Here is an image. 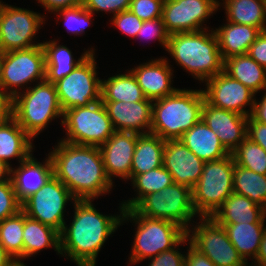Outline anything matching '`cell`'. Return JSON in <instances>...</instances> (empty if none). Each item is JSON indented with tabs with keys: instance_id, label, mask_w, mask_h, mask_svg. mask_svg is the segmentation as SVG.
<instances>
[{
	"instance_id": "1",
	"label": "cell",
	"mask_w": 266,
	"mask_h": 266,
	"mask_svg": "<svg viewBox=\"0 0 266 266\" xmlns=\"http://www.w3.org/2000/svg\"><path fill=\"white\" fill-rule=\"evenodd\" d=\"M53 174L76 200H94L109 193L113 182L107 177L101 152L97 146L59 141L48 154Z\"/></svg>"
},
{
	"instance_id": "2",
	"label": "cell",
	"mask_w": 266,
	"mask_h": 266,
	"mask_svg": "<svg viewBox=\"0 0 266 266\" xmlns=\"http://www.w3.org/2000/svg\"><path fill=\"white\" fill-rule=\"evenodd\" d=\"M91 202L75 200L72 223L70 227L65 224L60 233V254L68 256L77 266H95L98 252L108 236L121 225L122 205L119 206V216H106L99 213Z\"/></svg>"
},
{
	"instance_id": "3",
	"label": "cell",
	"mask_w": 266,
	"mask_h": 266,
	"mask_svg": "<svg viewBox=\"0 0 266 266\" xmlns=\"http://www.w3.org/2000/svg\"><path fill=\"white\" fill-rule=\"evenodd\" d=\"M204 102L203 90L178 88L172 95L154 100L150 133L165 141L179 140L201 120Z\"/></svg>"
},
{
	"instance_id": "4",
	"label": "cell",
	"mask_w": 266,
	"mask_h": 266,
	"mask_svg": "<svg viewBox=\"0 0 266 266\" xmlns=\"http://www.w3.org/2000/svg\"><path fill=\"white\" fill-rule=\"evenodd\" d=\"M206 31L171 34L166 49L180 66L201 82L222 72L224 64L214 30Z\"/></svg>"
},
{
	"instance_id": "5",
	"label": "cell",
	"mask_w": 266,
	"mask_h": 266,
	"mask_svg": "<svg viewBox=\"0 0 266 266\" xmlns=\"http://www.w3.org/2000/svg\"><path fill=\"white\" fill-rule=\"evenodd\" d=\"M12 98V117L33 139L56 117H63L55 85L46 80ZM24 92V93H23Z\"/></svg>"
},
{
	"instance_id": "6",
	"label": "cell",
	"mask_w": 266,
	"mask_h": 266,
	"mask_svg": "<svg viewBox=\"0 0 266 266\" xmlns=\"http://www.w3.org/2000/svg\"><path fill=\"white\" fill-rule=\"evenodd\" d=\"M129 218L138 224L130 264L139 263L173 249L187 236V231L174 222L148 218L138 215L133 209H124L121 224Z\"/></svg>"
},
{
	"instance_id": "7",
	"label": "cell",
	"mask_w": 266,
	"mask_h": 266,
	"mask_svg": "<svg viewBox=\"0 0 266 266\" xmlns=\"http://www.w3.org/2000/svg\"><path fill=\"white\" fill-rule=\"evenodd\" d=\"M234 165L232 154L205 162L200 179L192 189V203L197 215L211 217L233 193Z\"/></svg>"
},
{
	"instance_id": "8",
	"label": "cell",
	"mask_w": 266,
	"mask_h": 266,
	"mask_svg": "<svg viewBox=\"0 0 266 266\" xmlns=\"http://www.w3.org/2000/svg\"><path fill=\"white\" fill-rule=\"evenodd\" d=\"M61 123L67 137L62 141L77 145L100 147L115 132L101 100L88 106L67 109Z\"/></svg>"
},
{
	"instance_id": "9",
	"label": "cell",
	"mask_w": 266,
	"mask_h": 266,
	"mask_svg": "<svg viewBox=\"0 0 266 266\" xmlns=\"http://www.w3.org/2000/svg\"><path fill=\"white\" fill-rule=\"evenodd\" d=\"M132 209L138 215L174 222L186 231L192 218L197 215L192 203V189L177 183L148 194Z\"/></svg>"
},
{
	"instance_id": "10",
	"label": "cell",
	"mask_w": 266,
	"mask_h": 266,
	"mask_svg": "<svg viewBox=\"0 0 266 266\" xmlns=\"http://www.w3.org/2000/svg\"><path fill=\"white\" fill-rule=\"evenodd\" d=\"M91 52L74 70L54 83L63 112L101 100V79L96 77V62Z\"/></svg>"
},
{
	"instance_id": "11",
	"label": "cell",
	"mask_w": 266,
	"mask_h": 266,
	"mask_svg": "<svg viewBox=\"0 0 266 266\" xmlns=\"http://www.w3.org/2000/svg\"><path fill=\"white\" fill-rule=\"evenodd\" d=\"M200 218L201 224L198 222L194 230H187L189 243L216 266H248L229 240L226 229L212 217Z\"/></svg>"
},
{
	"instance_id": "12",
	"label": "cell",
	"mask_w": 266,
	"mask_h": 266,
	"mask_svg": "<svg viewBox=\"0 0 266 266\" xmlns=\"http://www.w3.org/2000/svg\"><path fill=\"white\" fill-rule=\"evenodd\" d=\"M76 200L68 188L54 175L34 194L22 202V211L57 230H63L64 209L68 201Z\"/></svg>"
},
{
	"instance_id": "13",
	"label": "cell",
	"mask_w": 266,
	"mask_h": 266,
	"mask_svg": "<svg viewBox=\"0 0 266 266\" xmlns=\"http://www.w3.org/2000/svg\"><path fill=\"white\" fill-rule=\"evenodd\" d=\"M45 70L42 45L9 51L3 60L0 85L13 98L19 93L16 87L21 86L23 89L29 82L44 81Z\"/></svg>"
},
{
	"instance_id": "14",
	"label": "cell",
	"mask_w": 266,
	"mask_h": 266,
	"mask_svg": "<svg viewBox=\"0 0 266 266\" xmlns=\"http://www.w3.org/2000/svg\"><path fill=\"white\" fill-rule=\"evenodd\" d=\"M44 17L28 9L4 4L0 13V46L5 52L33 46V37L41 27Z\"/></svg>"
},
{
	"instance_id": "15",
	"label": "cell",
	"mask_w": 266,
	"mask_h": 266,
	"mask_svg": "<svg viewBox=\"0 0 266 266\" xmlns=\"http://www.w3.org/2000/svg\"><path fill=\"white\" fill-rule=\"evenodd\" d=\"M220 4L217 0H167L163 5L162 20L170 35L201 31L206 29L202 24Z\"/></svg>"
},
{
	"instance_id": "16",
	"label": "cell",
	"mask_w": 266,
	"mask_h": 266,
	"mask_svg": "<svg viewBox=\"0 0 266 266\" xmlns=\"http://www.w3.org/2000/svg\"><path fill=\"white\" fill-rule=\"evenodd\" d=\"M205 82L206 90L203 93L210 105L247 117L251 115L256 94L248 87L224 71ZM246 106H250V110H246Z\"/></svg>"
},
{
	"instance_id": "17",
	"label": "cell",
	"mask_w": 266,
	"mask_h": 266,
	"mask_svg": "<svg viewBox=\"0 0 266 266\" xmlns=\"http://www.w3.org/2000/svg\"><path fill=\"white\" fill-rule=\"evenodd\" d=\"M138 137L139 134L135 132L115 131L99 147L106 175L111 182L112 176L131 179V166Z\"/></svg>"
},
{
	"instance_id": "18",
	"label": "cell",
	"mask_w": 266,
	"mask_h": 266,
	"mask_svg": "<svg viewBox=\"0 0 266 266\" xmlns=\"http://www.w3.org/2000/svg\"><path fill=\"white\" fill-rule=\"evenodd\" d=\"M201 119L230 153L247 137V116L212 106L206 100Z\"/></svg>"
},
{
	"instance_id": "19",
	"label": "cell",
	"mask_w": 266,
	"mask_h": 266,
	"mask_svg": "<svg viewBox=\"0 0 266 266\" xmlns=\"http://www.w3.org/2000/svg\"><path fill=\"white\" fill-rule=\"evenodd\" d=\"M204 164L180 140L165 141L163 166L172 175L174 183L193 189L200 179Z\"/></svg>"
},
{
	"instance_id": "20",
	"label": "cell",
	"mask_w": 266,
	"mask_h": 266,
	"mask_svg": "<svg viewBox=\"0 0 266 266\" xmlns=\"http://www.w3.org/2000/svg\"><path fill=\"white\" fill-rule=\"evenodd\" d=\"M115 131L150 133L153 101H102ZM144 129H147L146 131Z\"/></svg>"
},
{
	"instance_id": "21",
	"label": "cell",
	"mask_w": 266,
	"mask_h": 266,
	"mask_svg": "<svg viewBox=\"0 0 266 266\" xmlns=\"http://www.w3.org/2000/svg\"><path fill=\"white\" fill-rule=\"evenodd\" d=\"M146 99L158 100L172 95L177 89L171 87L173 70L166 58L151 60L130 70Z\"/></svg>"
},
{
	"instance_id": "22",
	"label": "cell",
	"mask_w": 266,
	"mask_h": 266,
	"mask_svg": "<svg viewBox=\"0 0 266 266\" xmlns=\"http://www.w3.org/2000/svg\"><path fill=\"white\" fill-rule=\"evenodd\" d=\"M11 167L10 179L18 200L22 203L36 193L54 174L50 156L42 164L32 153L20 162L17 169Z\"/></svg>"
},
{
	"instance_id": "23",
	"label": "cell",
	"mask_w": 266,
	"mask_h": 266,
	"mask_svg": "<svg viewBox=\"0 0 266 266\" xmlns=\"http://www.w3.org/2000/svg\"><path fill=\"white\" fill-rule=\"evenodd\" d=\"M211 217L219 224L265 223L266 210L233 192Z\"/></svg>"
},
{
	"instance_id": "24",
	"label": "cell",
	"mask_w": 266,
	"mask_h": 266,
	"mask_svg": "<svg viewBox=\"0 0 266 266\" xmlns=\"http://www.w3.org/2000/svg\"><path fill=\"white\" fill-rule=\"evenodd\" d=\"M179 140L204 162L221 159L231 154L202 119Z\"/></svg>"
},
{
	"instance_id": "25",
	"label": "cell",
	"mask_w": 266,
	"mask_h": 266,
	"mask_svg": "<svg viewBox=\"0 0 266 266\" xmlns=\"http://www.w3.org/2000/svg\"><path fill=\"white\" fill-rule=\"evenodd\" d=\"M227 22L226 25L214 30L223 61L247 54L249 47L261 33L259 28L250 25Z\"/></svg>"
},
{
	"instance_id": "26",
	"label": "cell",
	"mask_w": 266,
	"mask_h": 266,
	"mask_svg": "<svg viewBox=\"0 0 266 266\" xmlns=\"http://www.w3.org/2000/svg\"><path fill=\"white\" fill-rule=\"evenodd\" d=\"M33 140L11 116L0 123V160L10 166L8 160L18 158L19 163L32 152Z\"/></svg>"
},
{
	"instance_id": "27",
	"label": "cell",
	"mask_w": 266,
	"mask_h": 266,
	"mask_svg": "<svg viewBox=\"0 0 266 266\" xmlns=\"http://www.w3.org/2000/svg\"><path fill=\"white\" fill-rule=\"evenodd\" d=\"M42 47L45 54V80L53 84L71 73L91 52H94L93 49L87 50L76 61L71 50L54 40L43 42Z\"/></svg>"
},
{
	"instance_id": "28",
	"label": "cell",
	"mask_w": 266,
	"mask_h": 266,
	"mask_svg": "<svg viewBox=\"0 0 266 266\" xmlns=\"http://www.w3.org/2000/svg\"><path fill=\"white\" fill-rule=\"evenodd\" d=\"M223 71L248 87L255 94L261 90L266 91V69L248 54L225 59Z\"/></svg>"
},
{
	"instance_id": "29",
	"label": "cell",
	"mask_w": 266,
	"mask_h": 266,
	"mask_svg": "<svg viewBox=\"0 0 266 266\" xmlns=\"http://www.w3.org/2000/svg\"><path fill=\"white\" fill-rule=\"evenodd\" d=\"M165 140L158 135L139 134L131 166V180L138 174L163 166Z\"/></svg>"
},
{
	"instance_id": "30",
	"label": "cell",
	"mask_w": 266,
	"mask_h": 266,
	"mask_svg": "<svg viewBox=\"0 0 266 266\" xmlns=\"http://www.w3.org/2000/svg\"><path fill=\"white\" fill-rule=\"evenodd\" d=\"M51 246L60 254V233L24 213L23 259Z\"/></svg>"
},
{
	"instance_id": "31",
	"label": "cell",
	"mask_w": 266,
	"mask_h": 266,
	"mask_svg": "<svg viewBox=\"0 0 266 266\" xmlns=\"http://www.w3.org/2000/svg\"><path fill=\"white\" fill-rule=\"evenodd\" d=\"M227 231L229 240L245 262L248 257L256 258L259 245L266 229L264 223L221 224ZM247 257V258H246Z\"/></svg>"
},
{
	"instance_id": "32",
	"label": "cell",
	"mask_w": 266,
	"mask_h": 266,
	"mask_svg": "<svg viewBox=\"0 0 266 266\" xmlns=\"http://www.w3.org/2000/svg\"><path fill=\"white\" fill-rule=\"evenodd\" d=\"M223 6L227 21L266 31V0H225Z\"/></svg>"
},
{
	"instance_id": "33",
	"label": "cell",
	"mask_w": 266,
	"mask_h": 266,
	"mask_svg": "<svg viewBox=\"0 0 266 266\" xmlns=\"http://www.w3.org/2000/svg\"><path fill=\"white\" fill-rule=\"evenodd\" d=\"M101 80V101L138 102L145 96L131 71Z\"/></svg>"
},
{
	"instance_id": "34",
	"label": "cell",
	"mask_w": 266,
	"mask_h": 266,
	"mask_svg": "<svg viewBox=\"0 0 266 266\" xmlns=\"http://www.w3.org/2000/svg\"><path fill=\"white\" fill-rule=\"evenodd\" d=\"M233 192L248 197L266 210V175L235 164Z\"/></svg>"
},
{
	"instance_id": "35",
	"label": "cell",
	"mask_w": 266,
	"mask_h": 266,
	"mask_svg": "<svg viewBox=\"0 0 266 266\" xmlns=\"http://www.w3.org/2000/svg\"><path fill=\"white\" fill-rule=\"evenodd\" d=\"M131 182L132 186L138 190V196L122 202L123 209H132L143 197L159 192L174 183L172 175L164 166L138 174Z\"/></svg>"
},
{
	"instance_id": "36",
	"label": "cell",
	"mask_w": 266,
	"mask_h": 266,
	"mask_svg": "<svg viewBox=\"0 0 266 266\" xmlns=\"http://www.w3.org/2000/svg\"><path fill=\"white\" fill-rule=\"evenodd\" d=\"M24 212L0 221V244L15 259L23 260Z\"/></svg>"
},
{
	"instance_id": "37",
	"label": "cell",
	"mask_w": 266,
	"mask_h": 266,
	"mask_svg": "<svg viewBox=\"0 0 266 266\" xmlns=\"http://www.w3.org/2000/svg\"><path fill=\"white\" fill-rule=\"evenodd\" d=\"M231 154L235 164L266 175V150L249 138L246 137Z\"/></svg>"
},
{
	"instance_id": "38",
	"label": "cell",
	"mask_w": 266,
	"mask_h": 266,
	"mask_svg": "<svg viewBox=\"0 0 266 266\" xmlns=\"http://www.w3.org/2000/svg\"><path fill=\"white\" fill-rule=\"evenodd\" d=\"M59 13V17L63 16L64 25L67 27L69 33H73L74 35H81L87 25H90L89 22H92L93 14L87 10L82 4L77 6L61 9L56 11Z\"/></svg>"
},
{
	"instance_id": "39",
	"label": "cell",
	"mask_w": 266,
	"mask_h": 266,
	"mask_svg": "<svg viewBox=\"0 0 266 266\" xmlns=\"http://www.w3.org/2000/svg\"><path fill=\"white\" fill-rule=\"evenodd\" d=\"M22 210V203L18 200L11 179L0 183V221L12 217Z\"/></svg>"
},
{
	"instance_id": "40",
	"label": "cell",
	"mask_w": 266,
	"mask_h": 266,
	"mask_svg": "<svg viewBox=\"0 0 266 266\" xmlns=\"http://www.w3.org/2000/svg\"><path fill=\"white\" fill-rule=\"evenodd\" d=\"M164 2L160 0H131L130 10L142 21L162 18Z\"/></svg>"
},
{
	"instance_id": "41",
	"label": "cell",
	"mask_w": 266,
	"mask_h": 266,
	"mask_svg": "<svg viewBox=\"0 0 266 266\" xmlns=\"http://www.w3.org/2000/svg\"><path fill=\"white\" fill-rule=\"evenodd\" d=\"M137 37H144V39L154 38L158 40L165 49H167L170 34L167 32L162 18H157L154 20L143 21L136 38Z\"/></svg>"
},
{
	"instance_id": "42",
	"label": "cell",
	"mask_w": 266,
	"mask_h": 266,
	"mask_svg": "<svg viewBox=\"0 0 266 266\" xmlns=\"http://www.w3.org/2000/svg\"><path fill=\"white\" fill-rule=\"evenodd\" d=\"M112 23L127 36L136 38L143 21L139 19L130 9L124 10L112 17Z\"/></svg>"
},
{
	"instance_id": "43",
	"label": "cell",
	"mask_w": 266,
	"mask_h": 266,
	"mask_svg": "<svg viewBox=\"0 0 266 266\" xmlns=\"http://www.w3.org/2000/svg\"><path fill=\"white\" fill-rule=\"evenodd\" d=\"M81 4L92 14L98 11L112 12L113 16L130 8L131 0H81Z\"/></svg>"
},
{
	"instance_id": "44",
	"label": "cell",
	"mask_w": 266,
	"mask_h": 266,
	"mask_svg": "<svg viewBox=\"0 0 266 266\" xmlns=\"http://www.w3.org/2000/svg\"><path fill=\"white\" fill-rule=\"evenodd\" d=\"M189 241L186 236L176 247L168 251H164L153 258H150L151 263L148 266H185L186 255L181 254L177 249L179 245ZM176 249V250H175Z\"/></svg>"
},
{
	"instance_id": "45",
	"label": "cell",
	"mask_w": 266,
	"mask_h": 266,
	"mask_svg": "<svg viewBox=\"0 0 266 266\" xmlns=\"http://www.w3.org/2000/svg\"><path fill=\"white\" fill-rule=\"evenodd\" d=\"M247 138L266 150V124L255 121L251 116H248Z\"/></svg>"
},
{
	"instance_id": "46",
	"label": "cell",
	"mask_w": 266,
	"mask_h": 266,
	"mask_svg": "<svg viewBox=\"0 0 266 266\" xmlns=\"http://www.w3.org/2000/svg\"><path fill=\"white\" fill-rule=\"evenodd\" d=\"M247 54L266 69V31H261L249 47Z\"/></svg>"
},
{
	"instance_id": "47",
	"label": "cell",
	"mask_w": 266,
	"mask_h": 266,
	"mask_svg": "<svg viewBox=\"0 0 266 266\" xmlns=\"http://www.w3.org/2000/svg\"><path fill=\"white\" fill-rule=\"evenodd\" d=\"M187 251L185 266H216L205 254H202L191 244Z\"/></svg>"
},
{
	"instance_id": "48",
	"label": "cell",
	"mask_w": 266,
	"mask_h": 266,
	"mask_svg": "<svg viewBox=\"0 0 266 266\" xmlns=\"http://www.w3.org/2000/svg\"><path fill=\"white\" fill-rule=\"evenodd\" d=\"M37 1V0H36ZM49 12H56L61 9L71 8L81 4V0H38Z\"/></svg>"
},
{
	"instance_id": "49",
	"label": "cell",
	"mask_w": 266,
	"mask_h": 266,
	"mask_svg": "<svg viewBox=\"0 0 266 266\" xmlns=\"http://www.w3.org/2000/svg\"><path fill=\"white\" fill-rule=\"evenodd\" d=\"M12 116V97L0 85V123Z\"/></svg>"
},
{
	"instance_id": "50",
	"label": "cell",
	"mask_w": 266,
	"mask_h": 266,
	"mask_svg": "<svg viewBox=\"0 0 266 266\" xmlns=\"http://www.w3.org/2000/svg\"><path fill=\"white\" fill-rule=\"evenodd\" d=\"M250 116L255 121L266 124V93L264 94L262 99L258 102H256L255 98L253 110Z\"/></svg>"
},
{
	"instance_id": "51",
	"label": "cell",
	"mask_w": 266,
	"mask_h": 266,
	"mask_svg": "<svg viewBox=\"0 0 266 266\" xmlns=\"http://www.w3.org/2000/svg\"><path fill=\"white\" fill-rule=\"evenodd\" d=\"M253 262L251 265L249 264V266H252V265L253 266H266V229L263 233V237L259 245L258 253Z\"/></svg>"
},
{
	"instance_id": "52",
	"label": "cell",
	"mask_w": 266,
	"mask_h": 266,
	"mask_svg": "<svg viewBox=\"0 0 266 266\" xmlns=\"http://www.w3.org/2000/svg\"><path fill=\"white\" fill-rule=\"evenodd\" d=\"M11 166L0 160V183L10 180ZM5 177V178H4Z\"/></svg>"
},
{
	"instance_id": "53",
	"label": "cell",
	"mask_w": 266,
	"mask_h": 266,
	"mask_svg": "<svg viewBox=\"0 0 266 266\" xmlns=\"http://www.w3.org/2000/svg\"><path fill=\"white\" fill-rule=\"evenodd\" d=\"M15 259L0 244V266H9Z\"/></svg>"
},
{
	"instance_id": "54",
	"label": "cell",
	"mask_w": 266,
	"mask_h": 266,
	"mask_svg": "<svg viewBox=\"0 0 266 266\" xmlns=\"http://www.w3.org/2000/svg\"><path fill=\"white\" fill-rule=\"evenodd\" d=\"M6 52L3 50V48L0 46V75L2 71V64L5 57Z\"/></svg>"
},
{
	"instance_id": "55",
	"label": "cell",
	"mask_w": 266,
	"mask_h": 266,
	"mask_svg": "<svg viewBox=\"0 0 266 266\" xmlns=\"http://www.w3.org/2000/svg\"><path fill=\"white\" fill-rule=\"evenodd\" d=\"M9 266H26V265L20 260H15Z\"/></svg>"
},
{
	"instance_id": "56",
	"label": "cell",
	"mask_w": 266,
	"mask_h": 266,
	"mask_svg": "<svg viewBox=\"0 0 266 266\" xmlns=\"http://www.w3.org/2000/svg\"><path fill=\"white\" fill-rule=\"evenodd\" d=\"M3 3H2V1H0V13H1V10H2V8H3Z\"/></svg>"
}]
</instances>
